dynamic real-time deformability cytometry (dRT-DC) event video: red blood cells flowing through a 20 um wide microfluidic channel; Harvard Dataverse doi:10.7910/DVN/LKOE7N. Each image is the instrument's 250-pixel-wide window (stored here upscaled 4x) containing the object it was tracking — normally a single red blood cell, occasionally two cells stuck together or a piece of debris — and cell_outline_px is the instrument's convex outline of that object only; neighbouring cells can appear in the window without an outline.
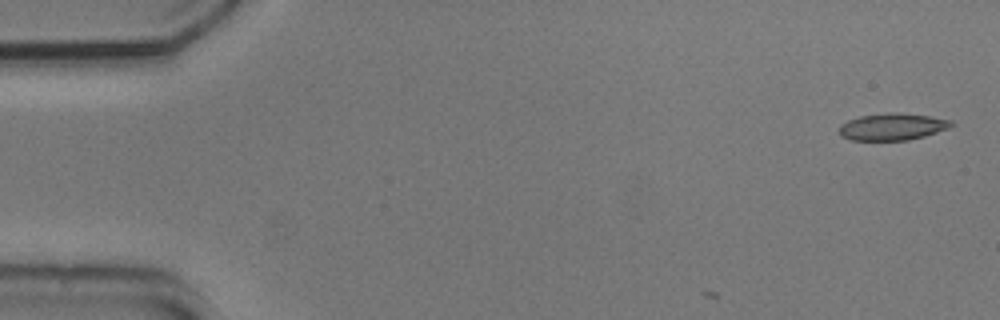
{"species": "common noctule bat (a hibernating species)", "species_latin": "Nyctalus noctula", "temperature_condition": "cold", "stored_images_in_passage": 2, "camera_frame_rate_fps": 3000, "um_per_image_px": 0.085, "animal": {"sex": "male", "body_mass_g": 20.5, "forearm_length_mm": 52.5}, "frame": {"image": 1, "passage_image": 2, "time_ms": 0.333, "image_size_px": [1000, 320], "cell_outline_px": [[956, 124], [948, 128], [924, 136], [908, 140], [852, 140], [840, 136], [840, 124], [848, 120], [860, 116], [928, 116], [952, 120]], "centroid_in_image_um": [75.85, 10.83], "position_along_channel_um": 9.2, "area_um2": 16.47}}